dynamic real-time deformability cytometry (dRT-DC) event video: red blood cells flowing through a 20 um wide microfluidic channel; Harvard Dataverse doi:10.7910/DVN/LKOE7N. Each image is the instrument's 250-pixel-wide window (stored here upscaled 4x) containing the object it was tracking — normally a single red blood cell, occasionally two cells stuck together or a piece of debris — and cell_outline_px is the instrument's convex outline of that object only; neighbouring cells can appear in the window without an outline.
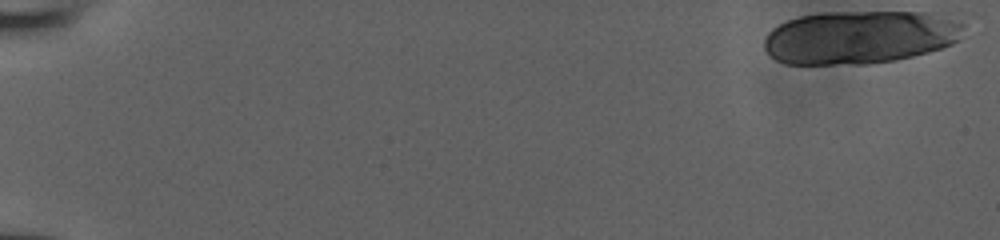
{"species": "human", "species_latin": "Homo sapiens", "temperature_condition": "room temperature", "stored_images_in_passage": 21, "camera_frame_rate_fps": 3000, "um_per_image_px": 0.085, "donor": {"sex": "male"}, "frame": {"image": 1, "passage_image": 1, "time_ms": 0.0, "image_size_px": [1000, 240], "cell_outline_px": [[964, 24], [960, 40], [952, 44], [928, 52], [896, 60], [868, 64], [784, 64], [776, 60], [764, 48], [764, 40], [768, 32], [772, 28], [788, 20], [800, 16], [820, 12], [932, 12]], "centroid_in_image_um": [73.07, 3.16], "position_along_channel_um": 11.9, "area_um2": 62.14}}